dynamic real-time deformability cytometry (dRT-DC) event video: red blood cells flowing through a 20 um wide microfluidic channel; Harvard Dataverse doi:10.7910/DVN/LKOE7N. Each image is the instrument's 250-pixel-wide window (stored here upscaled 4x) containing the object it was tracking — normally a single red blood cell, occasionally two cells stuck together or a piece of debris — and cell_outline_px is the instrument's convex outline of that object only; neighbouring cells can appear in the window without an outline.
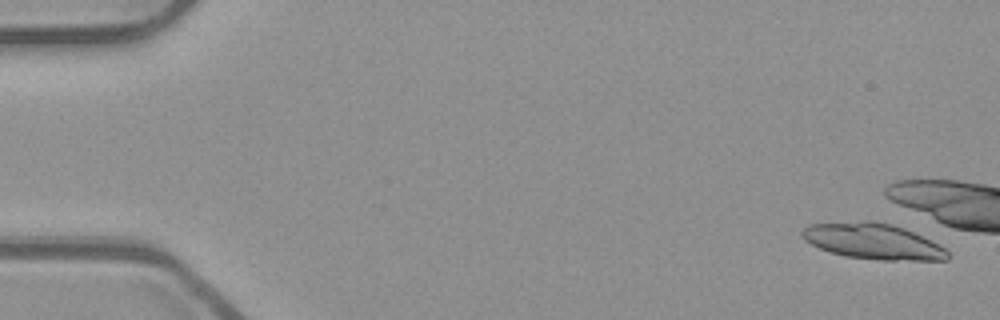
{"species": "common noctule bat (a hibernating species)", "species_latin": "Nyctalus noctula", "temperature_condition": "room temperature", "stored_images_in_passage": 6, "camera_frame_rate_fps": 3000, "um_per_image_px": 0.085, "animal": {"sex": "male", "body_mass_g": 23.1, "forearm_length_mm": 52.7}, "frame": {"image": 1, "passage_image": 2, "time_ms": 0.333, "image_size_px": [1000, 320], "cell_outline_px": [[948, 260], [880, 260], [844, 256], [820, 248], [804, 240], [800, 236], [800, 232], [808, 224], [864, 220], [868, 220], [892, 224], [904, 228], [932, 240], [944, 248], [948, 252]], "centroid_in_image_um": [74.18, 20.5], "position_along_channel_um": 10.8, "area_um2": 30.46}}